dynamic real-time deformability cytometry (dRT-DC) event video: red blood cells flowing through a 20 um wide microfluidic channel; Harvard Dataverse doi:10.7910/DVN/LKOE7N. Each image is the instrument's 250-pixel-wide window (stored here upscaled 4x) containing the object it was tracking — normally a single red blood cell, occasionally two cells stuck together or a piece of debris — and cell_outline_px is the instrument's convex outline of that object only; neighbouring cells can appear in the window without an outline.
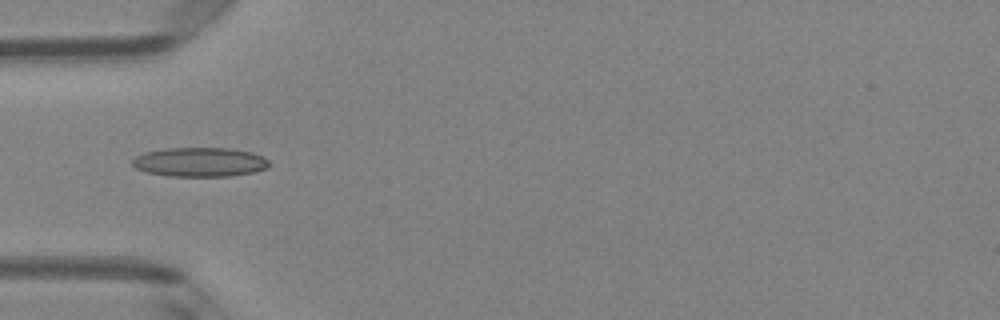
{"species": "Egyptian fruit bat (a non-hibernating species)", "species_latin": "Rousettus aegyptiacus", "temperature_condition": "room temperature", "stored_images_in_passage": 5, "camera_frame_rate_fps": 3000, "um_per_image_px": 0.085, "animal": {"sex": "female"}, "frame": {"image": 1, "passage_image": 5, "time_ms": 1.333, "image_size_px": [1000, 320], "cell_outline_px": [[268, 168], [252, 172], [228, 176], [168, 176], [148, 172], [136, 168], [132, 164], [132, 160], [136, 156], [144, 152], [164, 148], [228, 148], [252, 152], [264, 156], [268, 160]], "centroid_in_image_um": [16.98, 13.77], "position_along_channel_um": 68.0, "area_um2": 23.29}}